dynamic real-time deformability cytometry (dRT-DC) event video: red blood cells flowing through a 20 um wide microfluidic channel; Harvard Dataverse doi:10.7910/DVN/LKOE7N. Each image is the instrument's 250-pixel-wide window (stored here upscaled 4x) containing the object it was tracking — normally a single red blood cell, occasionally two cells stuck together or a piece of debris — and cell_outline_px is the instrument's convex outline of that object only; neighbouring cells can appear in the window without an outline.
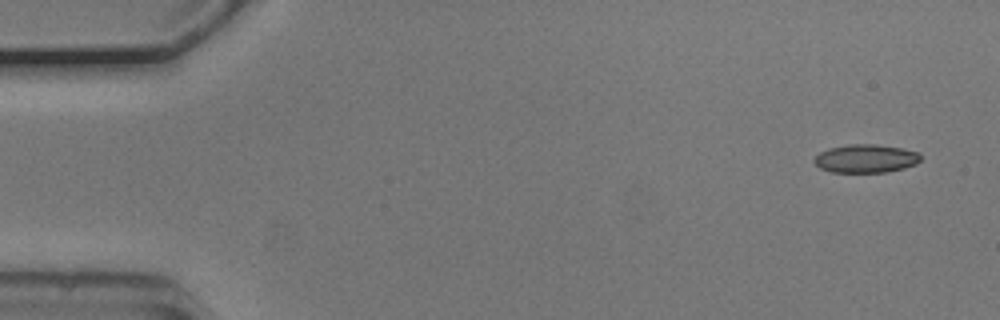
{"species": "common noctule bat (a hibernating species)", "species_latin": "Nyctalus noctula", "temperature_condition": "cold", "stored_images_in_passage": 52, "camera_frame_rate_fps": 3000, "um_per_image_px": 0.085, "animal": {"sex": "male", "body_mass_g": 20.5, "forearm_length_mm": 52.5}, "frame": {"image": 1, "passage_image": 1, "time_ms": 0.0, "image_size_px": [1000, 320], "cell_outline_px": [[920, 160], [916, 164], [904, 168], [888, 172], [832, 172], [820, 168], [812, 160], [820, 152], [828, 148], [848, 144], [876, 144], [900, 148], [920, 152]], "centroid_in_image_um": [73.59, 13.47], "position_along_channel_um": 11.4, "area_um2": 17.63}}
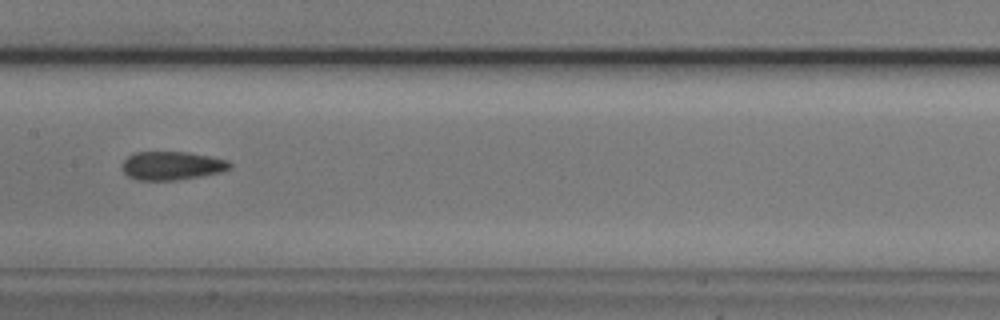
{"frame": {"image": 2, "passage_image": 25, "time_ms": 8.0, "image_size_px": [1000, 320], "cell_outline_px": [[232, 168], [224, 172], [176, 180], [136, 180], [128, 176], [120, 168], [120, 164], [132, 152], [188, 152], [228, 160], [232, 164]], "centroid_in_image_um": [14.59, 14.08], "position_along_channel_um": 192.8, "area_um2": 18.15}}
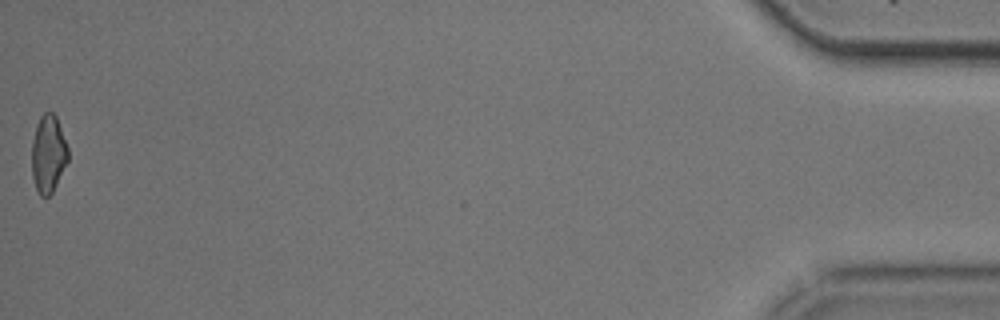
{"frame": {"image": 3, "passage_image": 52, "time_ms": 17.0, "image_size_px": [1000, 320], "cell_outline_px": [[68, 160], [52, 192], [48, 196], [40, 196], [36, 188], [32, 176], [32, 140], [36, 124], [40, 116], [44, 112], [52, 112], [56, 116], [68, 148]], "centroid_in_image_um": [4.09, 13.06], "position_along_channel_um": 431.1, "area_um2": 16.3}, "authors_computed_cell_mechanics": {"area_um2": 17.8602, "velocity_mm_per_s": 3.7416, "shape_relaxation_time_tau1_ms": 3.1871, "shape_relaxation_time_tau2_ms": 2.08, "deformation_change_tau1": 0.1018, "deformation_change_tau2": 0.0866}}